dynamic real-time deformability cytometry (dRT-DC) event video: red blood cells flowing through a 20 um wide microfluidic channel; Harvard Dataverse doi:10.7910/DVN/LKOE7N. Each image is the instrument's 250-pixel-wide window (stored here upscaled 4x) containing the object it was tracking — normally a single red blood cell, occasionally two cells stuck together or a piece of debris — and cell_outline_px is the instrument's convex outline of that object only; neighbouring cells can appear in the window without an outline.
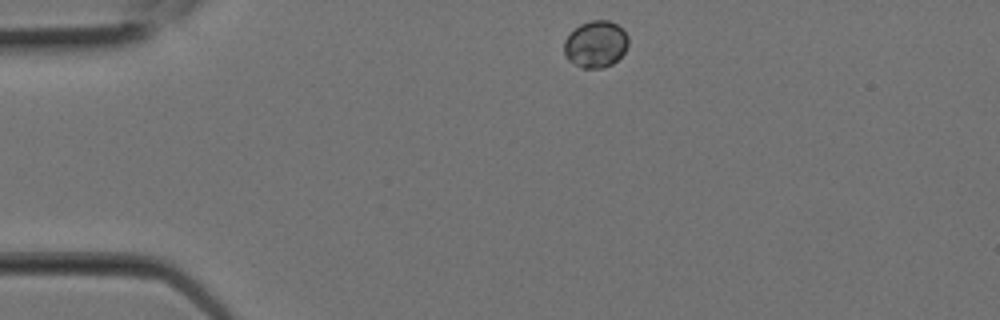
{"species": "Egyptian fruit bat (a non-hibernating species)", "species_latin": "Rousettus aegyptiacus", "temperature_condition": "room temperature", "stored_images_in_passage": 3, "camera_frame_rate_fps": 3000, "um_per_image_px": 0.085, "animal": {"sex": "female"}, "frame": {"image": 1, "passage_image": 3, "time_ms": 0.667, "image_size_px": [1000, 320], "cell_outline_px": [[628, 44], [624, 52], [612, 64], [600, 68], [584, 68], [568, 60], [564, 56], [564, 40], [580, 24], [592, 20], [608, 20], [616, 24], [628, 36]], "centroid_in_image_um": [50.62, 3.75], "position_along_channel_um": 34.4, "area_um2": 17.28}}